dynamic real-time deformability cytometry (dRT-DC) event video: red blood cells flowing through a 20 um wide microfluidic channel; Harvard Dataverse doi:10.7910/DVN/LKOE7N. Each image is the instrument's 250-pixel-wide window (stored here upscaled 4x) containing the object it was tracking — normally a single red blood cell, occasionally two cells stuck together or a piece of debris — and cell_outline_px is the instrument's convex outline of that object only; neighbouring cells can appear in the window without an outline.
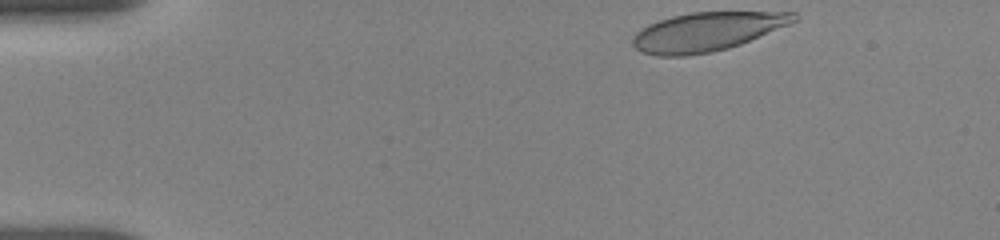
{"species": "human", "species_latin": "Homo sapiens", "temperature_condition": "room temperature", "stored_images_in_passage": 13, "camera_frame_rate_fps": 3000, "um_per_image_px": 0.085, "donor": {"sex": "female"}, "frame": {"image": 1, "passage_image": 1, "time_ms": 0.0, "image_size_px": [1000, 240], "cell_outline_px": [[800, 16], [796, 20], [788, 24], [740, 44], [728, 48], [712, 52], [684, 56], [656, 56], [640, 52], [632, 44], [632, 36], [636, 32], [648, 24], [672, 16], [692, 12], [796, 12]], "centroid_in_image_um": [60.04, 2.7], "position_along_channel_um": 25.0, "area_um2": 36.3}}
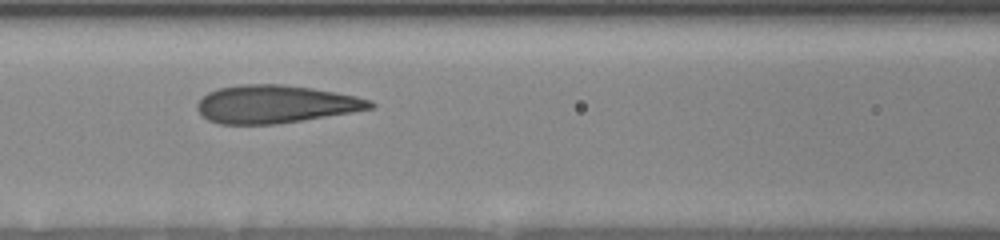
{"frame": {"image": 2, "passage_image": 10, "time_ms": 5.333, "image_size_px": [1000, 240], "cell_outline_px": [[376, 108], [352, 112], [276, 124], [220, 124], [208, 120], [200, 116], [196, 108], [196, 104], [208, 92], [220, 88], [240, 84], [280, 84], [312, 88], [356, 96], [372, 100], [376, 104]], "centroid_in_image_um": [23.41, 8.85], "position_along_channel_um": 143.2, "area_um2": 38.26}}
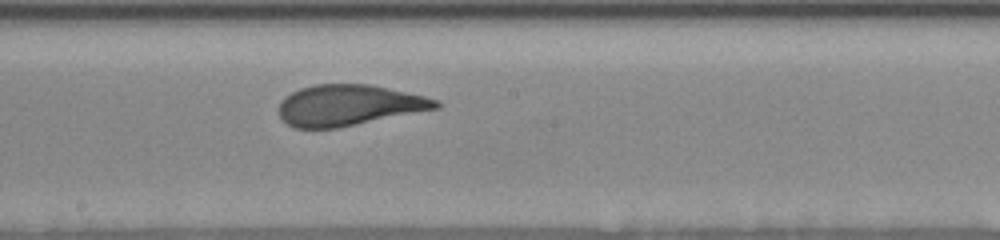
{"frame": {"image": 3, "passage_image": 13, "time_ms": 7.333, "image_size_px": [1000, 240], "cell_outline_px": [[440, 108], [336, 128], [296, 128], [288, 124], [280, 116], [280, 100], [284, 96], [300, 88], [316, 84], [368, 84], [424, 96], [440, 100]], "centroid_in_image_um": [29.65, 8.94], "position_along_channel_um": 218.6, "area_um2": 37.17}}